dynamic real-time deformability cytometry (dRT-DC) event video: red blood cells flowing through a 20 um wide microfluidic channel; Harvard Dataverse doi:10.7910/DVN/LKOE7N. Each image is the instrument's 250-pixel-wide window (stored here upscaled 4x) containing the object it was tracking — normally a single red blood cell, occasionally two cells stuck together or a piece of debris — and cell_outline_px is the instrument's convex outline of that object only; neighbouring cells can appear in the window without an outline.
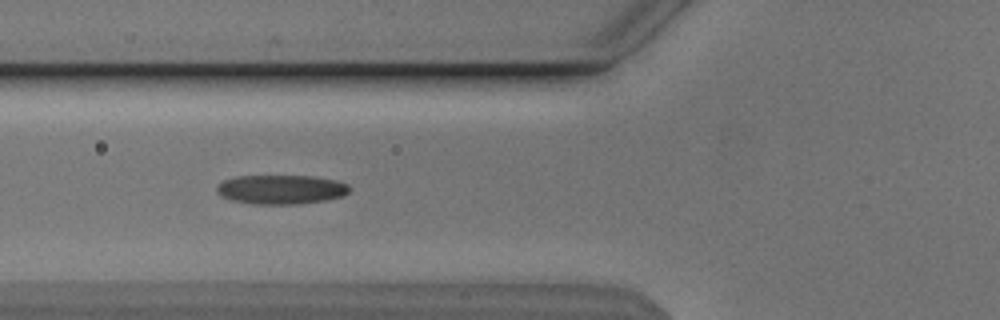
{"species": "Egyptian fruit bat (a non-hibernating species)", "species_latin": "Rousettus aegyptiacus", "temperature_condition": "cold", "stored_images_in_passage": 40, "camera_frame_rate_fps": 3000, "um_per_image_px": 0.085, "animal": {"sex": "male"}, "frame": {"image": 1, "passage_image": 9, "time_ms": 2.667, "image_size_px": [1000, 320], "cell_outline_px": [[352, 188], [344, 196], [324, 200], [296, 204], [252, 204], [232, 200], [220, 196], [216, 192], [216, 188], [224, 180], [236, 176], [312, 176], [336, 180], [348, 184]], "centroid_in_image_um": [23.9, 16.1], "position_along_channel_um": 101.9, "area_um2": 22.66}}
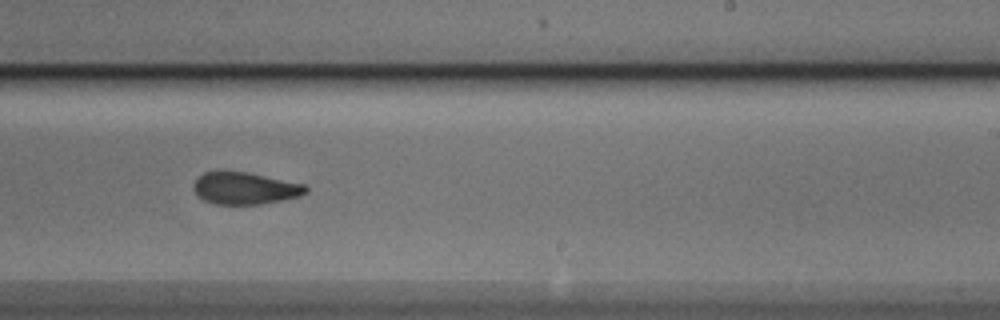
{"frame": {"image": 2, "passage_image": 22, "time_ms": 7.0, "image_size_px": [1000, 320], "cell_outline_px": [[308, 192], [300, 196], [260, 204], [212, 204], [204, 200], [192, 188], [196, 180], [204, 172], [220, 168], [248, 172], [304, 184], [308, 188]], "centroid_in_image_um": [20.79, 15.96], "position_along_channel_um": 268.2, "area_um2": 21.33}}
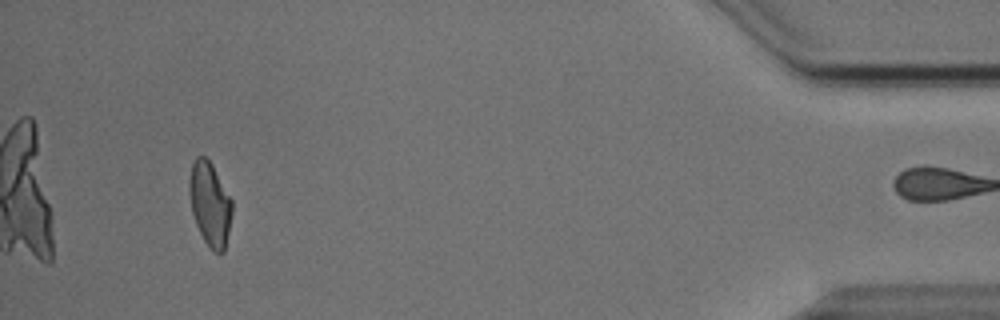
{"frame": {"image": 3, "passage_image": 39, "time_ms": 12.667, "image_size_px": [1000, 320], "cell_outline_px": [[232, 212], [224, 252], [212, 252], [204, 240], [196, 224], [192, 212], [188, 188], [188, 180], [192, 164], [196, 156], [204, 156], [212, 164], [232, 200]], "centroid_in_image_um": [17.83, 17.32], "position_along_channel_um": 417.4, "area_um2": 20.81}, "authors_computed_cell_mechanics": {"area_um2": 21.9062, "velocity_mm_per_s": 3.8349, "shape_relaxation_time_tau1_ms": 3.95, "shape_relaxation_time_tau2_ms": 3.5297, "deformation_change_tau1": 0.136, "deformation_change_tau2": 0.0785}}